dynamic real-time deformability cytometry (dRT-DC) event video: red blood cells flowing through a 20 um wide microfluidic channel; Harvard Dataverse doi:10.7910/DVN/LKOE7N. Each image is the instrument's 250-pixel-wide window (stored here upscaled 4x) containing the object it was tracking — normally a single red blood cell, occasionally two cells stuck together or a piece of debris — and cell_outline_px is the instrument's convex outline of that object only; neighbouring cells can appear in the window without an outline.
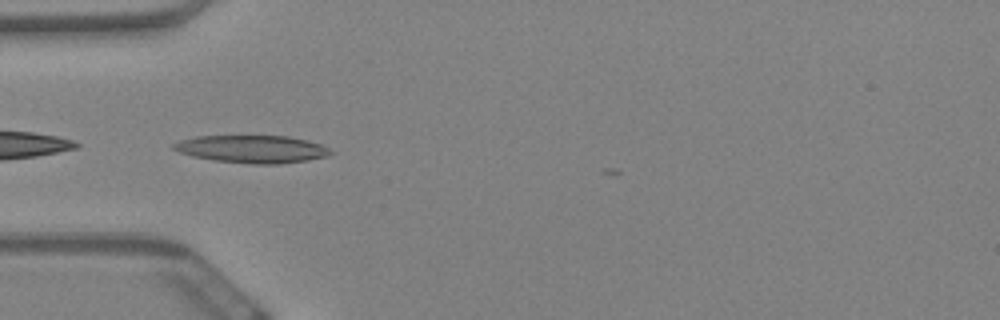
{"species": "Egyptian fruit bat (a non-hibernating species)", "species_latin": "Rousettus aegyptiacus", "temperature_condition": "warm", "stored_images_in_passage": 22, "camera_frame_rate_fps": 3000, "um_per_image_px": 0.085, "animal": {"sex": "female"}, "frame": {"image": 1, "passage_image": 1, "time_ms": 0.0, "image_size_px": [1000, 320], "cell_outline_px": [[332, 152], [328, 156], [308, 160], [280, 164], [248, 164], [212, 160], [192, 156], [180, 152], [172, 148], [172, 144], [180, 140], [196, 136], [288, 136], [308, 140], [320, 144], [328, 148]], "centroid_in_image_um": [21.42, 12.67], "position_along_channel_um": 63.6, "area_um2": 25.37}}